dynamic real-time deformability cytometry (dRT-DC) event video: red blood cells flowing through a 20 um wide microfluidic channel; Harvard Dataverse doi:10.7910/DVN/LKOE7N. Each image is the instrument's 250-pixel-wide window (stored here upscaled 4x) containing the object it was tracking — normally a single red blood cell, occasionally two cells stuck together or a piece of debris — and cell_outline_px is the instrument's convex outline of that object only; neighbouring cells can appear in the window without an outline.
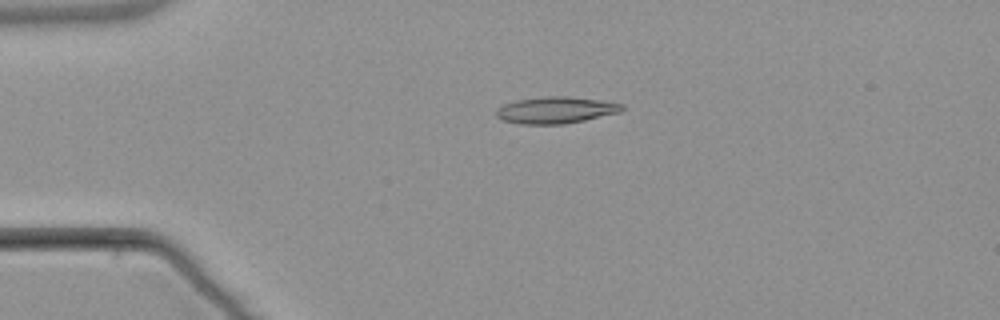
{"species": "common noctule bat (a hibernating species)", "species_latin": "Nyctalus noctula", "temperature_condition": "warm", "stored_images_in_passage": 5, "camera_frame_rate_fps": 3000, "um_per_image_px": 0.085, "animal": {"sex": "male", "body_mass_g": 21.5, "forearm_length_mm": 52.0}, "frame": {"image": 1, "passage_image": 4, "time_ms": 3.667, "image_size_px": [1000, 320], "cell_outline_px": [[624, 108], [620, 112], [584, 120], [564, 124], [520, 124], [504, 120], [496, 116], [496, 112], [504, 104], [516, 100], [544, 96], [572, 96], [600, 100], [624, 104]], "centroid_in_image_um": [47.27, 9.35], "position_along_channel_um": 37.7, "area_um2": 19.48}}